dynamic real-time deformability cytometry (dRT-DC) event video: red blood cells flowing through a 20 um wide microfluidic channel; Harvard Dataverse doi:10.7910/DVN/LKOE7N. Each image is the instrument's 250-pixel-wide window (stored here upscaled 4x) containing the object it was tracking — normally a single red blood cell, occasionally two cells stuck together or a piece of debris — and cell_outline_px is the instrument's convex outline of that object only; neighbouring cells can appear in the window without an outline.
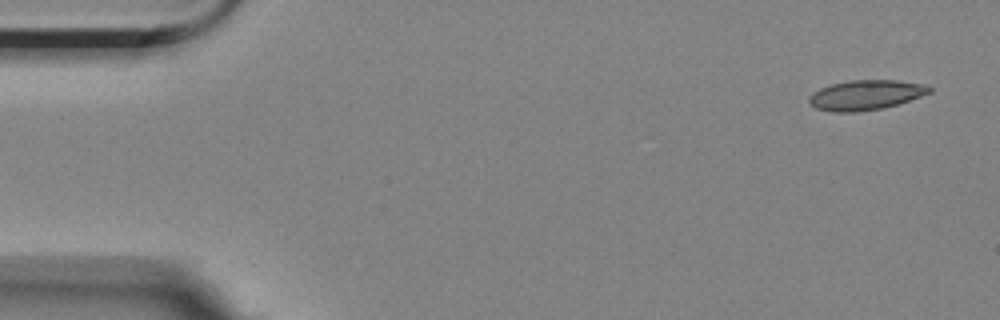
{"species": "Egyptian fruit bat (a non-hibernating species)", "species_latin": "Rousettus aegyptiacus", "temperature_condition": "room temperature", "stored_images_in_passage": 6, "camera_frame_rate_fps": 3000, "um_per_image_px": 0.085, "animal": {"sex": "female"}, "frame": {"image": 1, "passage_image": 1, "time_ms": 0.0, "image_size_px": [1000, 320], "cell_outline_px": [[932, 92], [884, 108], [856, 112], [832, 112], [816, 108], [808, 104], [808, 96], [812, 92], [820, 88], [832, 84], [852, 80], [896, 80], [928, 84], [932, 88]], "centroid_in_image_um": [73.57, 8.07], "position_along_channel_um": 11.4, "area_um2": 21.1}}
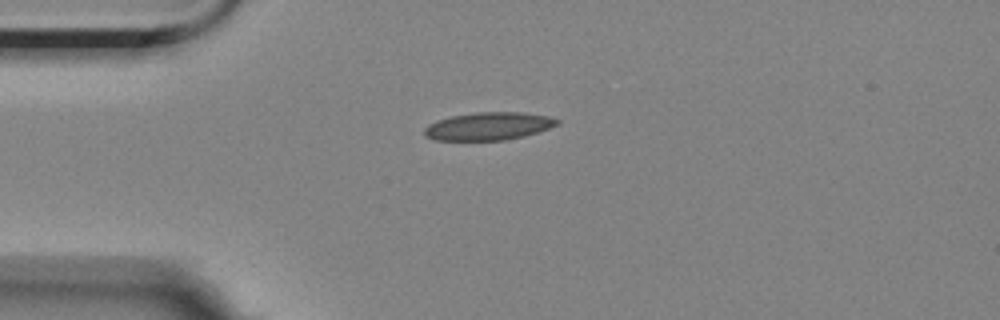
{"frame": {"image": 2, "passage_image": 4, "time_ms": 3.667, "image_size_px": [1000, 320], "cell_outline_px": [[560, 124], [524, 136], [504, 140], [432, 140], [424, 136], [424, 128], [428, 124], [436, 120], [452, 116], [476, 112], [524, 112], [548, 116], [560, 120]], "centroid_in_image_um": [41.5, 10.72], "position_along_channel_um": 43.5, "area_um2": 21.62}}
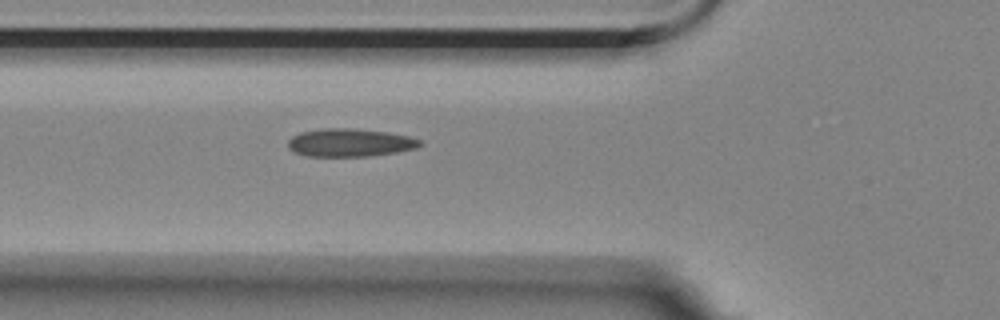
{"frame": {"image": 3, "passage_image": 6, "time_ms": 5.667, "image_size_px": [1000, 320], "cell_outline_px": [[424, 144], [416, 148], [396, 152], [368, 156], [308, 156], [296, 152], [288, 148], [288, 140], [292, 136], [300, 132], [324, 128], [352, 128], [388, 132], [408, 136], [420, 140]], "centroid_in_image_um": [29.75, 12.12], "position_along_channel_um": 96.1, "area_um2": 21.5}}